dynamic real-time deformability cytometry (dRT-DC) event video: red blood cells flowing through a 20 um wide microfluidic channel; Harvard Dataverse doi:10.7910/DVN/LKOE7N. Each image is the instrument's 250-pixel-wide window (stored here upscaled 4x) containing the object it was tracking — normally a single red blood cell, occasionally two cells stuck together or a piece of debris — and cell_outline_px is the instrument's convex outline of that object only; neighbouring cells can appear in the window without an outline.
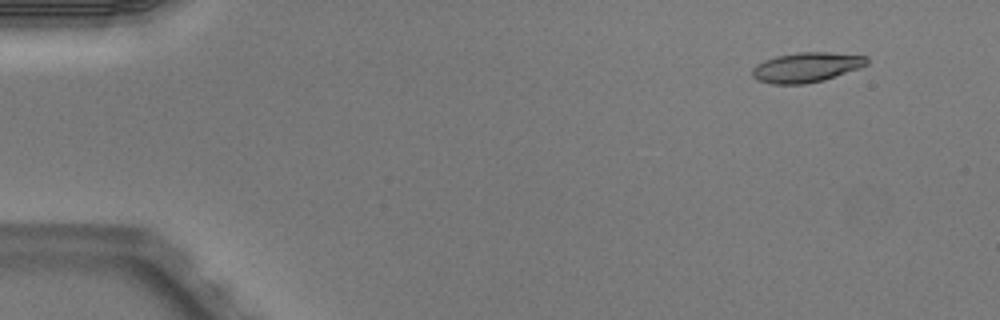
{"species": "Egyptian fruit bat (a non-hibernating species)", "species_latin": "Rousettus aegyptiacus", "temperature_condition": "warm", "stored_images_in_passage": 5, "segment_of_instrument_passage": [1, 2], "camera_frame_rate_fps": 3000, "um_per_image_px": 0.085, "animal": {"sex": "male"}, "frame": {"image": 1, "passage_image": 1, "time_ms": 0.0, "image_size_px": [1000, 320], "cell_outline_px": [[868, 64], [860, 68], [824, 80], [804, 84], [772, 84], [756, 80], [752, 76], [752, 68], [756, 64], [764, 60], [776, 56], [796, 52], [828, 52], [868, 56]], "centroid_in_image_um": [68.53, 5.72], "position_along_channel_um": 16.5, "area_um2": 20.11}}